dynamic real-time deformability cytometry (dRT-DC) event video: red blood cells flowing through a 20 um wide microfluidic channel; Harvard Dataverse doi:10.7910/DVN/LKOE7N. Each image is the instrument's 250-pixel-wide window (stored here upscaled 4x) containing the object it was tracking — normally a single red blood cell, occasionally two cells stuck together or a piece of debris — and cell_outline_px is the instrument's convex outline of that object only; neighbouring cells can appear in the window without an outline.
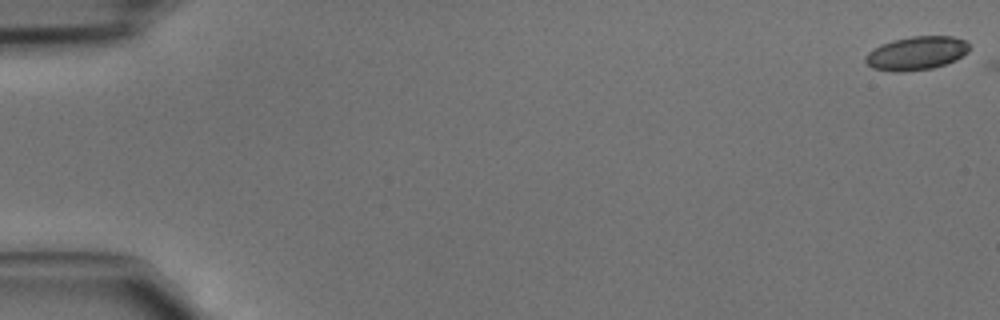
{"species": "common noctule bat (a hibernating species)", "species_latin": "Nyctalus noctula", "temperature_condition": "cold", "stored_images_in_passage": 3, "camera_frame_rate_fps": 3000, "um_per_image_px": 0.085, "animal": {"sex": "male", "body_mass_g": 15.6}, "frame": {"image": 1, "passage_image": 1, "time_ms": 0.0, "image_size_px": [1000, 320], "cell_outline_px": [[968, 52], [956, 60], [932, 68], [900, 72], [892, 72], [872, 68], [864, 60], [864, 56], [868, 52], [880, 44], [892, 40], [912, 36], [952, 36], [964, 40], [968, 44]], "centroid_in_image_um": [77.86, 4.52], "position_along_channel_um": 7.1, "area_um2": 20.35}}